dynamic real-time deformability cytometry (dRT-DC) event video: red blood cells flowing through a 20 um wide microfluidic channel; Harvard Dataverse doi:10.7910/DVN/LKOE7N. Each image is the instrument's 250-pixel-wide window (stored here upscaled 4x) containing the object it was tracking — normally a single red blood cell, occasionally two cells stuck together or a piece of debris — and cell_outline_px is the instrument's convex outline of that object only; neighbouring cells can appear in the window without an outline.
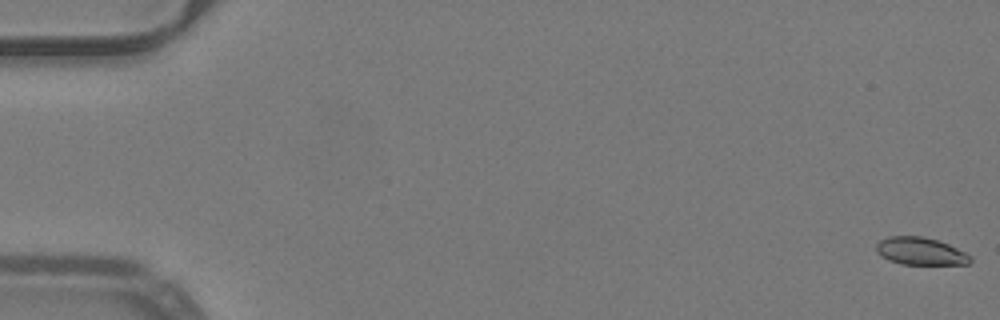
{"species": "common noctule bat (a hibernating species)", "species_latin": "Nyctalus noctula", "temperature_condition": "warm", "stored_images_in_passage": 52, "camera_frame_rate_fps": 3000, "um_per_image_px": 0.085, "animal": {"sex": "male", "body_mass_g": 19.2, "forearm_length_mm": 51.8}, "frame": {"image": 1, "passage_image": 1, "time_ms": 0.0, "image_size_px": [1000, 320], "cell_outline_px": [[972, 260], [968, 264], [900, 264], [888, 260], [880, 256], [876, 252], [876, 244], [880, 240], [888, 236], [924, 236], [940, 240], [972, 256]], "centroid_in_image_um": [78.22, 21.34], "position_along_channel_um": 6.8, "area_um2": 15.26}}
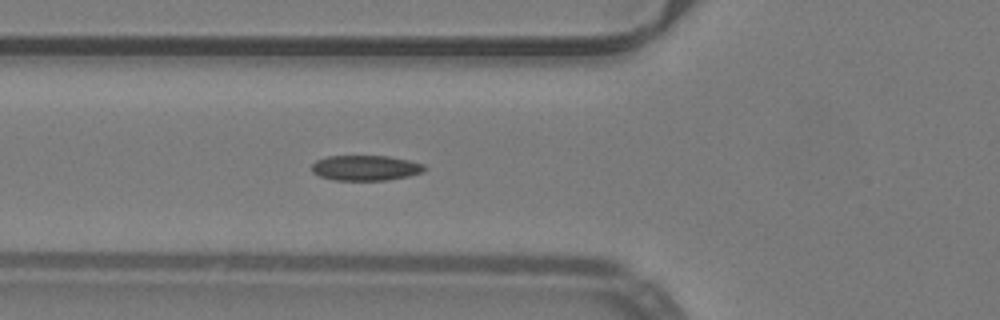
{"frame": {"image": 2, "passage_image": 20, "time_ms": 6.333, "image_size_px": [1000, 320], "cell_outline_px": [[428, 168], [420, 172], [408, 176], [388, 180], [336, 180], [320, 176], [312, 172], [312, 164], [316, 160], [328, 156], [388, 156], [408, 160], [424, 164]], "centroid_in_image_um": [31.07, 14.27], "position_along_channel_um": 94.7, "area_um2": 16.53}}
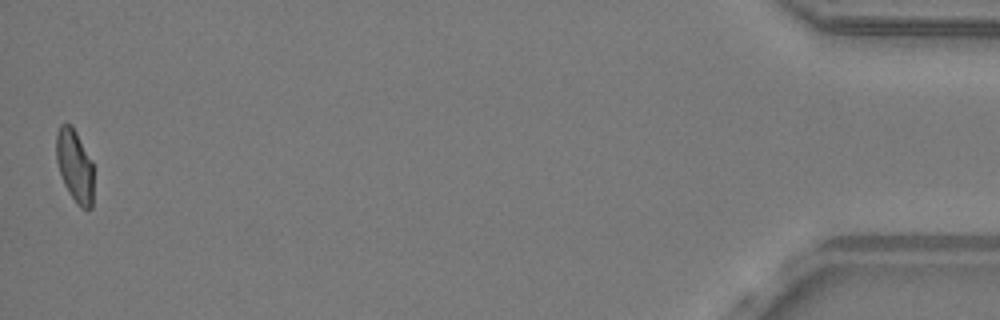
{"frame": {"image": 3, "passage_image": 52, "time_ms": 17.0, "image_size_px": [1000, 320], "cell_outline_px": [[92, 208], [80, 208], [76, 204], [64, 184], [56, 160], [56, 132], [60, 124], [72, 124], [92, 160]], "centroid_in_image_um": [6.34, 14.06], "position_along_channel_um": 428.9, "area_um2": 15.78}, "authors_computed_cell_mechanics": {"area_um2": 16.4152, "velocity_mm_per_s": 4.0159, "shape_relaxation_time_tau1_ms": 8.1, "shape_relaxation_time_tau2_ms": 2.963, "deformation_change_tau1": 0.1789, "deformation_change_tau2": 0.0651}}